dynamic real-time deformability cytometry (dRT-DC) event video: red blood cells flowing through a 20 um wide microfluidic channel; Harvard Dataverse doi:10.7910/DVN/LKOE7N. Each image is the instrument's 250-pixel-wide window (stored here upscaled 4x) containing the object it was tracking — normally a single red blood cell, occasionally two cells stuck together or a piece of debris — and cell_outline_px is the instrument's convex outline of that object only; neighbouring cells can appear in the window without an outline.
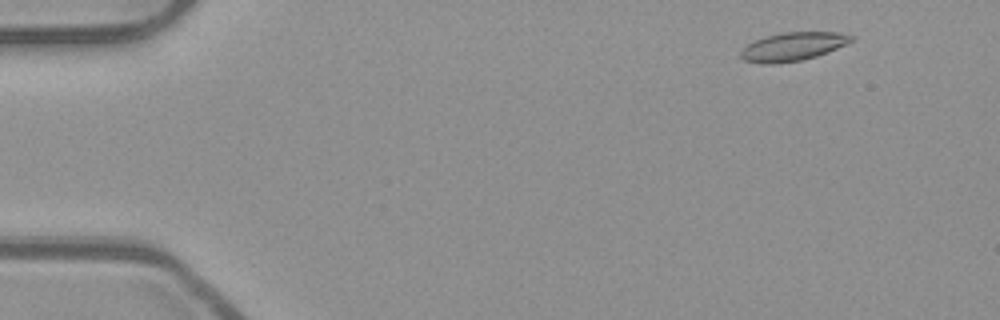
{"species": "common noctule bat (a hibernating species)", "species_latin": "Nyctalus noctula", "temperature_condition": "room temperature", "stored_images_in_passage": 11, "camera_frame_rate_fps": 3000, "um_per_image_px": 0.085, "animal": {"sex": "male", "body_mass_g": 23.1, "forearm_length_mm": 52.7}, "frame": {"image": 1, "passage_image": 4, "time_ms": 1.0, "image_size_px": [1000, 320], "cell_outline_px": [[856, 40], [816, 56], [800, 60], [776, 64], [760, 64], [744, 60], [740, 56], [740, 52], [748, 44], [764, 36], [784, 32], [836, 32], [856, 36]], "centroid_in_image_um": [67.4, 3.95], "position_along_channel_um": 17.6, "area_um2": 18.32}}